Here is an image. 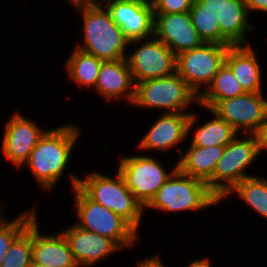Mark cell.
<instances>
[{
  "instance_id": "cell-9",
  "label": "cell",
  "mask_w": 267,
  "mask_h": 267,
  "mask_svg": "<svg viewBox=\"0 0 267 267\" xmlns=\"http://www.w3.org/2000/svg\"><path fill=\"white\" fill-rule=\"evenodd\" d=\"M230 45L204 43L176 56V72L199 96L225 64Z\"/></svg>"
},
{
  "instance_id": "cell-7",
  "label": "cell",
  "mask_w": 267,
  "mask_h": 267,
  "mask_svg": "<svg viewBox=\"0 0 267 267\" xmlns=\"http://www.w3.org/2000/svg\"><path fill=\"white\" fill-rule=\"evenodd\" d=\"M134 105V106H133ZM199 106V96L177 73L135 84V97L130 107L161 109L162 113H192Z\"/></svg>"
},
{
  "instance_id": "cell-33",
  "label": "cell",
  "mask_w": 267,
  "mask_h": 267,
  "mask_svg": "<svg viewBox=\"0 0 267 267\" xmlns=\"http://www.w3.org/2000/svg\"><path fill=\"white\" fill-rule=\"evenodd\" d=\"M185 267H212L211 266V261L208 257L200 258V259H195L188 263L187 266Z\"/></svg>"
},
{
  "instance_id": "cell-5",
  "label": "cell",
  "mask_w": 267,
  "mask_h": 267,
  "mask_svg": "<svg viewBox=\"0 0 267 267\" xmlns=\"http://www.w3.org/2000/svg\"><path fill=\"white\" fill-rule=\"evenodd\" d=\"M220 202L206 182L185 175L177 169L144 207V213L145 209L165 213H192L217 206Z\"/></svg>"
},
{
  "instance_id": "cell-29",
  "label": "cell",
  "mask_w": 267,
  "mask_h": 267,
  "mask_svg": "<svg viewBox=\"0 0 267 267\" xmlns=\"http://www.w3.org/2000/svg\"><path fill=\"white\" fill-rule=\"evenodd\" d=\"M194 0H150L154 13L173 14L189 12Z\"/></svg>"
},
{
  "instance_id": "cell-17",
  "label": "cell",
  "mask_w": 267,
  "mask_h": 267,
  "mask_svg": "<svg viewBox=\"0 0 267 267\" xmlns=\"http://www.w3.org/2000/svg\"><path fill=\"white\" fill-rule=\"evenodd\" d=\"M93 90L106 102L125 100L131 105L135 97V84L126 58L104 61Z\"/></svg>"
},
{
  "instance_id": "cell-23",
  "label": "cell",
  "mask_w": 267,
  "mask_h": 267,
  "mask_svg": "<svg viewBox=\"0 0 267 267\" xmlns=\"http://www.w3.org/2000/svg\"><path fill=\"white\" fill-rule=\"evenodd\" d=\"M72 50L64 62L69 81L78 85L79 88L88 89L90 87V90L94 89L104 60L75 47Z\"/></svg>"
},
{
  "instance_id": "cell-34",
  "label": "cell",
  "mask_w": 267,
  "mask_h": 267,
  "mask_svg": "<svg viewBox=\"0 0 267 267\" xmlns=\"http://www.w3.org/2000/svg\"><path fill=\"white\" fill-rule=\"evenodd\" d=\"M206 7H211L212 9L218 11L223 5V0H200Z\"/></svg>"
},
{
  "instance_id": "cell-8",
  "label": "cell",
  "mask_w": 267,
  "mask_h": 267,
  "mask_svg": "<svg viewBox=\"0 0 267 267\" xmlns=\"http://www.w3.org/2000/svg\"><path fill=\"white\" fill-rule=\"evenodd\" d=\"M119 157L117 171L135 199L143 206L150 202L159 188L178 169V161L167 172L157 158L144 153ZM144 154V155H143Z\"/></svg>"
},
{
  "instance_id": "cell-26",
  "label": "cell",
  "mask_w": 267,
  "mask_h": 267,
  "mask_svg": "<svg viewBox=\"0 0 267 267\" xmlns=\"http://www.w3.org/2000/svg\"><path fill=\"white\" fill-rule=\"evenodd\" d=\"M191 22L204 43L221 45V30L217 11L206 7L200 0H194L189 10Z\"/></svg>"
},
{
  "instance_id": "cell-13",
  "label": "cell",
  "mask_w": 267,
  "mask_h": 267,
  "mask_svg": "<svg viewBox=\"0 0 267 267\" xmlns=\"http://www.w3.org/2000/svg\"><path fill=\"white\" fill-rule=\"evenodd\" d=\"M130 40L154 36V11L150 0H98Z\"/></svg>"
},
{
  "instance_id": "cell-27",
  "label": "cell",
  "mask_w": 267,
  "mask_h": 267,
  "mask_svg": "<svg viewBox=\"0 0 267 267\" xmlns=\"http://www.w3.org/2000/svg\"><path fill=\"white\" fill-rule=\"evenodd\" d=\"M36 216H38L36 206L19 213L12 220H8L4 214L0 215V267L12 242Z\"/></svg>"
},
{
  "instance_id": "cell-22",
  "label": "cell",
  "mask_w": 267,
  "mask_h": 267,
  "mask_svg": "<svg viewBox=\"0 0 267 267\" xmlns=\"http://www.w3.org/2000/svg\"><path fill=\"white\" fill-rule=\"evenodd\" d=\"M224 149L225 146L197 147L188 144L187 150L178 157V169L185 175L207 182L213 176Z\"/></svg>"
},
{
  "instance_id": "cell-18",
  "label": "cell",
  "mask_w": 267,
  "mask_h": 267,
  "mask_svg": "<svg viewBox=\"0 0 267 267\" xmlns=\"http://www.w3.org/2000/svg\"><path fill=\"white\" fill-rule=\"evenodd\" d=\"M37 217L32 220V261L47 267H78L62 231L42 234Z\"/></svg>"
},
{
  "instance_id": "cell-24",
  "label": "cell",
  "mask_w": 267,
  "mask_h": 267,
  "mask_svg": "<svg viewBox=\"0 0 267 267\" xmlns=\"http://www.w3.org/2000/svg\"><path fill=\"white\" fill-rule=\"evenodd\" d=\"M244 93L232 70L224 64L208 87L199 95V105L212 109L219 101Z\"/></svg>"
},
{
  "instance_id": "cell-19",
  "label": "cell",
  "mask_w": 267,
  "mask_h": 267,
  "mask_svg": "<svg viewBox=\"0 0 267 267\" xmlns=\"http://www.w3.org/2000/svg\"><path fill=\"white\" fill-rule=\"evenodd\" d=\"M252 45L229 46L225 64L232 70L245 93L263 92L262 66Z\"/></svg>"
},
{
  "instance_id": "cell-14",
  "label": "cell",
  "mask_w": 267,
  "mask_h": 267,
  "mask_svg": "<svg viewBox=\"0 0 267 267\" xmlns=\"http://www.w3.org/2000/svg\"><path fill=\"white\" fill-rule=\"evenodd\" d=\"M191 113H163L155 119L154 124L142 135L136 148L145 152L160 151L166 153L172 148L180 156L185 150L179 144L188 137V122Z\"/></svg>"
},
{
  "instance_id": "cell-20",
  "label": "cell",
  "mask_w": 267,
  "mask_h": 267,
  "mask_svg": "<svg viewBox=\"0 0 267 267\" xmlns=\"http://www.w3.org/2000/svg\"><path fill=\"white\" fill-rule=\"evenodd\" d=\"M217 16L221 30V45L251 44L247 36L254 32L256 27L253 26L251 15L242 0H223Z\"/></svg>"
},
{
  "instance_id": "cell-36",
  "label": "cell",
  "mask_w": 267,
  "mask_h": 267,
  "mask_svg": "<svg viewBox=\"0 0 267 267\" xmlns=\"http://www.w3.org/2000/svg\"><path fill=\"white\" fill-rule=\"evenodd\" d=\"M1 202H2V201H0V215H2V213H3V212H2V208H1V207H2V206H1V204H2Z\"/></svg>"
},
{
  "instance_id": "cell-4",
  "label": "cell",
  "mask_w": 267,
  "mask_h": 267,
  "mask_svg": "<svg viewBox=\"0 0 267 267\" xmlns=\"http://www.w3.org/2000/svg\"><path fill=\"white\" fill-rule=\"evenodd\" d=\"M78 187L95 203L120 215L140 232L144 208L135 199L118 171L113 177L95 170L86 172L84 178H79Z\"/></svg>"
},
{
  "instance_id": "cell-12",
  "label": "cell",
  "mask_w": 267,
  "mask_h": 267,
  "mask_svg": "<svg viewBox=\"0 0 267 267\" xmlns=\"http://www.w3.org/2000/svg\"><path fill=\"white\" fill-rule=\"evenodd\" d=\"M4 124L2 153L17 170L28 160L31 152L47 129H41L37 122L15 111Z\"/></svg>"
},
{
  "instance_id": "cell-32",
  "label": "cell",
  "mask_w": 267,
  "mask_h": 267,
  "mask_svg": "<svg viewBox=\"0 0 267 267\" xmlns=\"http://www.w3.org/2000/svg\"><path fill=\"white\" fill-rule=\"evenodd\" d=\"M160 257V254L156 253V255L149 258L137 259V267H165Z\"/></svg>"
},
{
  "instance_id": "cell-10",
  "label": "cell",
  "mask_w": 267,
  "mask_h": 267,
  "mask_svg": "<svg viewBox=\"0 0 267 267\" xmlns=\"http://www.w3.org/2000/svg\"><path fill=\"white\" fill-rule=\"evenodd\" d=\"M128 51L132 52H128L126 60L134 84L176 72V55L154 36L130 41Z\"/></svg>"
},
{
  "instance_id": "cell-21",
  "label": "cell",
  "mask_w": 267,
  "mask_h": 267,
  "mask_svg": "<svg viewBox=\"0 0 267 267\" xmlns=\"http://www.w3.org/2000/svg\"><path fill=\"white\" fill-rule=\"evenodd\" d=\"M205 111H209L213 118L205 121L204 124H198L199 117L197 112L192 111L188 122V138H191L190 144L197 147H209V146H226L230 143L238 134V132L229 125L225 120L220 118L211 109L203 108ZM197 123V125H196ZM199 125V126H198ZM196 131H194V128ZM197 127V128H196ZM193 130V133H192ZM191 133L193 136L191 137ZM190 135V137H189Z\"/></svg>"
},
{
  "instance_id": "cell-28",
  "label": "cell",
  "mask_w": 267,
  "mask_h": 267,
  "mask_svg": "<svg viewBox=\"0 0 267 267\" xmlns=\"http://www.w3.org/2000/svg\"><path fill=\"white\" fill-rule=\"evenodd\" d=\"M32 262V221L12 242L1 267H29Z\"/></svg>"
},
{
  "instance_id": "cell-16",
  "label": "cell",
  "mask_w": 267,
  "mask_h": 267,
  "mask_svg": "<svg viewBox=\"0 0 267 267\" xmlns=\"http://www.w3.org/2000/svg\"><path fill=\"white\" fill-rule=\"evenodd\" d=\"M72 224L62 229V233L70 244L72 256L78 267H94L98 262L122 250L110 238Z\"/></svg>"
},
{
  "instance_id": "cell-6",
  "label": "cell",
  "mask_w": 267,
  "mask_h": 267,
  "mask_svg": "<svg viewBox=\"0 0 267 267\" xmlns=\"http://www.w3.org/2000/svg\"><path fill=\"white\" fill-rule=\"evenodd\" d=\"M259 156L256 134L238 133L225 146L213 176L206 182L210 191L222 201L240 181L253 176V174L248 173V169L258 160L257 158H260Z\"/></svg>"
},
{
  "instance_id": "cell-35",
  "label": "cell",
  "mask_w": 267,
  "mask_h": 267,
  "mask_svg": "<svg viewBox=\"0 0 267 267\" xmlns=\"http://www.w3.org/2000/svg\"><path fill=\"white\" fill-rule=\"evenodd\" d=\"M29 267H47V266H44V265H40L38 263H35V262H31V264L29 265Z\"/></svg>"
},
{
  "instance_id": "cell-11",
  "label": "cell",
  "mask_w": 267,
  "mask_h": 267,
  "mask_svg": "<svg viewBox=\"0 0 267 267\" xmlns=\"http://www.w3.org/2000/svg\"><path fill=\"white\" fill-rule=\"evenodd\" d=\"M239 134H255L267 118L264 92L244 93L219 101L212 109Z\"/></svg>"
},
{
  "instance_id": "cell-30",
  "label": "cell",
  "mask_w": 267,
  "mask_h": 267,
  "mask_svg": "<svg viewBox=\"0 0 267 267\" xmlns=\"http://www.w3.org/2000/svg\"><path fill=\"white\" fill-rule=\"evenodd\" d=\"M251 13H266L267 14V0H242Z\"/></svg>"
},
{
  "instance_id": "cell-15",
  "label": "cell",
  "mask_w": 267,
  "mask_h": 267,
  "mask_svg": "<svg viewBox=\"0 0 267 267\" xmlns=\"http://www.w3.org/2000/svg\"><path fill=\"white\" fill-rule=\"evenodd\" d=\"M154 37L162 41L176 56L204 44L191 22L189 12L154 13Z\"/></svg>"
},
{
  "instance_id": "cell-2",
  "label": "cell",
  "mask_w": 267,
  "mask_h": 267,
  "mask_svg": "<svg viewBox=\"0 0 267 267\" xmlns=\"http://www.w3.org/2000/svg\"><path fill=\"white\" fill-rule=\"evenodd\" d=\"M68 123L49 128L21 167L30 170L43 190L51 191L55 188L62 175L65 177L64 173L72 163L71 156L79 142L81 128L75 123Z\"/></svg>"
},
{
  "instance_id": "cell-25",
  "label": "cell",
  "mask_w": 267,
  "mask_h": 267,
  "mask_svg": "<svg viewBox=\"0 0 267 267\" xmlns=\"http://www.w3.org/2000/svg\"><path fill=\"white\" fill-rule=\"evenodd\" d=\"M232 194L267 221V177L253 175L243 179L222 200Z\"/></svg>"
},
{
  "instance_id": "cell-3",
  "label": "cell",
  "mask_w": 267,
  "mask_h": 267,
  "mask_svg": "<svg viewBox=\"0 0 267 267\" xmlns=\"http://www.w3.org/2000/svg\"><path fill=\"white\" fill-rule=\"evenodd\" d=\"M69 176L71 192L75 199L77 221L74 223L84 230L110 238L122 251L123 248L131 250L137 244L139 233L120 215L90 199L78 187L80 178L78 175L70 173Z\"/></svg>"
},
{
  "instance_id": "cell-31",
  "label": "cell",
  "mask_w": 267,
  "mask_h": 267,
  "mask_svg": "<svg viewBox=\"0 0 267 267\" xmlns=\"http://www.w3.org/2000/svg\"><path fill=\"white\" fill-rule=\"evenodd\" d=\"M255 134L257 136L259 152L261 155L263 154V151H267V118Z\"/></svg>"
},
{
  "instance_id": "cell-1",
  "label": "cell",
  "mask_w": 267,
  "mask_h": 267,
  "mask_svg": "<svg viewBox=\"0 0 267 267\" xmlns=\"http://www.w3.org/2000/svg\"><path fill=\"white\" fill-rule=\"evenodd\" d=\"M82 17L83 38L75 48L104 61L126 58L130 40L98 0H66Z\"/></svg>"
}]
</instances>
